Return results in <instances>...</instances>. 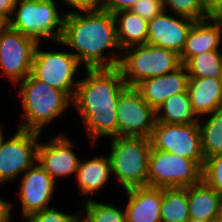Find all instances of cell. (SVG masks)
<instances>
[{
	"instance_id": "1f68e13d",
	"label": "cell",
	"mask_w": 222,
	"mask_h": 222,
	"mask_svg": "<svg viewBox=\"0 0 222 222\" xmlns=\"http://www.w3.org/2000/svg\"><path fill=\"white\" fill-rule=\"evenodd\" d=\"M63 6L72 7L69 12L100 9L102 0H61Z\"/></svg>"
},
{
	"instance_id": "5b68a950",
	"label": "cell",
	"mask_w": 222,
	"mask_h": 222,
	"mask_svg": "<svg viewBox=\"0 0 222 222\" xmlns=\"http://www.w3.org/2000/svg\"><path fill=\"white\" fill-rule=\"evenodd\" d=\"M56 1L17 0L10 19V28L37 42L45 40L51 44L60 41L65 16L69 10H63Z\"/></svg>"
},
{
	"instance_id": "4316f807",
	"label": "cell",
	"mask_w": 222,
	"mask_h": 222,
	"mask_svg": "<svg viewBox=\"0 0 222 222\" xmlns=\"http://www.w3.org/2000/svg\"><path fill=\"white\" fill-rule=\"evenodd\" d=\"M189 77L222 79V50L202 52L186 64Z\"/></svg>"
},
{
	"instance_id": "484cf974",
	"label": "cell",
	"mask_w": 222,
	"mask_h": 222,
	"mask_svg": "<svg viewBox=\"0 0 222 222\" xmlns=\"http://www.w3.org/2000/svg\"><path fill=\"white\" fill-rule=\"evenodd\" d=\"M115 204L95 199L82 202L80 222H126L124 207Z\"/></svg>"
},
{
	"instance_id": "e0dca14e",
	"label": "cell",
	"mask_w": 222,
	"mask_h": 222,
	"mask_svg": "<svg viewBox=\"0 0 222 222\" xmlns=\"http://www.w3.org/2000/svg\"><path fill=\"white\" fill-rule=\"evenodd\" d=\"M126 222H161L162 189L133 187L123 191Z\"/></svg>"
},
{
	"instance_id": "ba28073f",
	"label": "cell",
	"mask_w": 222,
	"mask_h": 222,
	"mask_svg": "<svg viewBox=\"0 0 222 222\" xmlns=\"http://www.w3.org/2000/svg\"><path fill=\"white\" fill-rule=\"evenodd\" d=\"M1 123L0 186L18 179L37 162V149L43 134L17 128L6 137ZM6 138V139H5Z\"/></svg>"
},
{
	"instance_id": "52a82bcc",
	"label": "cell",
	"mask_w": 222,
	"mask_h": 222,
	"mask_svg": "<svg viewBox=\"0 0 222 222\" xmlns=\"http://www.w3.org/2000/svg\"><path fill=\"white\" fill-rule=\"evenodd\" d=\"M43 42H38L34 51L31 74L41 82L62 90L72 99L81 76L77 75L81 71L82 65L76 56L70 51L44 50Z\"/></svg>"
},
{
	"instance_id": "4dcf8cb0",
	"label": "cell",
	"mask_w": 222,
	"mask_h": 222,
	"mask_svg": "<svg viewBox=\"0 0 222 222\" xmlns=\"http://www.w3.org/2000/svg\"><path fill=\"white\" fill-rule=\"evenodd\" d=\"M130 10L147 21L164 11L162 0H138Z\"/></svg>"
},
{
	"instance_id": "83f0119b",
	"label": "cell",
	"mask_w": 222,
	"mask_h": 222,
	"mask_svg": "<svg viewBox=\"0 0 222 222\" xmlns=\"http://www.w3.org/2000/svg\"><path fill=\"white\" fill-rule=\"evenodd\" d=\"M164 10L175 15L184 16L195 21L205 19L202 0H162Z\"/></svg>"
},
{
	"instance_id": "d6a6232c",
	"label": "cell",
	"mask_w": 222,
	"mask_h": 222,
	"mask_svg": "<svg viewBox=\"0 0 222 222\" xmlns=\"http://www.w3.org/2000/svg\"><path fill=\"white\" fill-rule=\"evenodd\" d=\"M137 1L138 0H102L101 9L114 14L122 10H130Z\"/></svg>"
},
{
	"instance_id": "836d02e7",
	"label": "cell",
	"mask_w": 222,
	"mask_h": 222,
	"mask_svg": "<svg viewBox=\"0 0 222 222\" xmlns=\"http://www.w3.org/2000/svg\"><path fill=\"white\" fill-rule=\"evenodd\" d=\"M205 9V19L222 17V0H202Z\"/></svg>"
},
{
	"instance_id": "9c48e42d",
	"label": "cell",
	"mask_w": 222,
	"mask_h": 222,
	"mask_svg": "<svg viewBox=\"0 0 222 222\" xmlns=\"http://www.w3.org/2000/svg\"><path fill=\"white\" fill-rule=\"evenodd\" d=\"M203 168L194 160L151 148L148 186L187 188L202 181Z\"/></svg>"
},
{
	"instance_id": "d590c367",
	"label": "cell",
	"mask_w": 222,
	"mask_h": 222,
	"mask_svg": "<svg viewBox=\"0 0 222 222\" xmlns=\"http://www.w3.org/2000/svg\"><path fill=\"white\" fill-rule=\"evenodd\" d=\"M17 0H0V13L11 19Z\"/></svg>"
},
{
	"instance_id": "d4e9b609",
	"label": "cell",
	"mask_w": 222,
	"mask_h": 222,
	"mask_svg": "<svg viewBox=\"0 0 222 222\" xmlns=\"http://www.w3.org/2000/svg\"><path fill=\"white\" fill-rule=\"evenodd\" d=\"M161 222H189L187 188L162 189Z\"/></svg>"
},
{
	"instance_id": "8d00e7d4",
	"label": "cell",
	"mask_w": 222,
	"mask_h": 222,
	"mask_svg": "<svg viewBox=\"0 0 222 222\" xmlns=\"http://www.w3.org/2000/svg\"><path fill=\"white\" fill-rule=\"evenodd\" d=\"M9 28L10 19L6 15L0 13V33L8 30Z\"/></svg>"
},
{
	"instance_id": "7c38bea8",
	"label": "cell",
	"mask_w": 222,
	"mask_h": 222,
	"mask_svg": "<svg viewBox=\"0 0 222 222\" xmlns=\"http://www.w3.org/2000/svg\"><path fill=\"white\" fill-rule=\"evenodd\" d=\"M37 43L35 39L12 28L0 33V71L12 85L31 74Z\"/></svg>"
},
{
	"instance_id": "3957f363",
	"label": "cell",
	"mask_w": 222,
	"mask_h": 222,
	"mask_svg": "<svg viewBox=\"0 0 222 222\" xmlns=\"http://www.w3.org/2000/svg\"><path fill=\"white\" fill-rule=\"evenodd\" d=\"M21 99L23 114L19 129L43 134L46 126L72 108V98L62 90L51 87L29 74L15 85Z\"/></svg>"
},
{
	"instance_id": "9a60e30c",
	"label": "cell",
	"mask_w": 222,
	"mask_h": 222,
	"mask_svg": "<svg viewBox=\"0 0 222 222\" xmlns=\"http://www.w3.org/2000/svg\"><path fill=\"white\" fill-rule=\"evenodd\" d=\"M195 20L163 11L148 21L146 44L174 51H183Z\"/></svg>"
},
{
	"instance_id": "2e32d148",
	"label": "cell",
	"mask_w": 222,
	"mask_h": 222,
	"mask_svg": "<svg viewBox=\"0 0 222 222\" xmlns=\"http://www.w3.org/2000/svg\"><path fill=\"white\" fill-rule=\"evenodd\" d=\"M80 159L78 169L74 178L78 194L83 197V202L96 199L94 194L101 193L100 190L107 187L111 183L112 169L108 155L98 154L92 157ZM91 196V197H90Z\"/></svg>"
},
{
	"instance_id": "603a6c76",
	"label": "cell",
	"mask_w": 222,
	"mask_h": 222,
	"mask_svg": "<svg viewBox=\"0 0 222 222\" xmlns=\"http://www.w3.org/2000/svg\"><path fill=\"white\" fill-rule=\"evenodd\" d=\"M188 92L174 94L156 109V122L164 124L198 123Z\"/></svg>"
},
{
	"instance_id": "30bf717a",
	"label": "cell",
	"mask_w": 222,
	"mask_h": 222,
	"mask_svg": "<svg viewBox=\"0 0 222 222\" xmlns=\"http://www.w3.org/2000/svg\"><path fill=\"white\" fill-rule=\"evenodd\" d=\"M118 136L149 138L156 124V110L136 87L127 86L117 102Z\"/></svg>"
},
{
	"instance_id": "8992f818",
	"label": "cell",
	"mask_w": 222,
	"mask_h": 222,
	"mask_svg": "<svg viewBox=\"0 0 222 222\" xmlns=\"http://www.w3.org/2000/svg\"><path fill=\"white\" fill-rule=\"evenodd\" d=\"M181 65L180 55L174 51L144 44L122 50L118 68L125 84L136 87L145 79L173 72Z\"/></svg>"
},
{
	"instance_id": "f546056e",
	"label": "cell",
	"mask_w": 222,
	"mask_h": 222,
	"mask_svg": "<svg viewBox=\"0 0 222 222\" xmlns=\"http://www.w3.org/2000/svg\"><path fill=\"white\" fill-rule=\"evenodd\" d=\"M202 180L222 196V153L205 160Z\"/></svg>"
},
{
	"instance_id": "6da1fadb",
	"label": "cell",
	"mask_w": 222,
	"mask_h": 222,
	"mask_svg": "<svg viewBox=\"0 0 222 222\" xmlns=\"http://www.w3.org/2000/svg\"><path fill=\"white\" fill-rule=\"evenodd\" d=\"M72 99L83 130L94 146L100 141L118 136L117 102L127 87L118 67L84 69ZM97 142V143H96Z\"/></svg>"
},
{
	"instance_id": "277c9868",
	"label": "cell",
	"mask_w": 222,
	"mask_h": 222,
	"mask_svg": "<svg viewBox=\"0 0 222 222\" xmlns=\"http://www.w3.org/2000/svg\"><path fill=\"white\" fill-rule=\"evenodd\" d=\"M110 143L108 156L112 177L119 183V190L148 186V165L151 140L143 137L116 136ZM110 152V153H109Z\"/></svg>"
},
{
	"instance_id": "ac0fdd59",
	"label": "cell",
	"mask_w": 222,
	"mask_h": 222,
	"mask_svg": "<svg viewBox=\"0 0 222 222\" xmlns=\"http://www.w3.org/2000/svg\"><path fill=\"white\" fill-rule=\"evenodd\" d=\"M189 75L182 64L175 71L145 79L136 88L143 99L155 110L170 96L187 92Z\"/></svg>"
},
{
	"instance_id": "7a4b0ae2",
	"label": "cell",
	"mask_w": 222,
	"mask_h": 222,
	"mask_svg": "<svg viewBox=\"0 0 222 222\" xmlns=\"http://www.w3.org/2000/svg\"><path fill=\"white\" fill-rule=\"evenodd\" d=\"M52 44L70 48L84 69L118 67L122 55L114 15L101 8L66 13L61 39Z\"/></svg>"
},
{
	"instance_id": "f35d334b",
	"label": "cell",
	"mask_w": 222,
	"mask_h": 222,
	"mask_svg": "<svg viewBox=\"0 0 222 222\" xmlns=\"http://www.w3.org/2000/svg\"><path fill=\"white\" fill-rule=\"evenodd\" d=\"M219 222H222V212H221V214H220Z\"/></svg>"
},
{
	"instance_id": "cb8c5ba5",
	"label": "cell",
	"mask_w": 222,
	"mask_h": 222,
	"mask_svg": "<svg viewBox=\"0 0 222 222\" xmlns=\"http://www.w3.org/2000/svg\"><path fill=\"white\" fill-rule=\"evenodd\" d=\"M207 117V118H206ZM202 152L205 160L222 153V108L199 118Z\"/></svg>"
},
{
	"instance_id": "74e56055",
	"label": "cell",
	"mask_w": 222,
	"mask_h": 222,
	"mask_svg": "<svg viewBox=\"0 0 222 222\" xmlns=\"http://www.w3.org/2000/svg\"><path fill=\"white\" fill-rule=\"evenodd\" d=\"M0 148H1V123H0Z\"/></svg>"
},
{
	"instance_id": "4fadbf2b",
	"label": "cell",
	"mask_w": 222,
	"mask_h": 222,
	"mask_svg": "<svg viewBox=\"0 0 222 222\" xmlns=\"http://www.w3.org/2000/svg\"><path fill=\"white\" fill-rule=\"evenodd\" d=\"M17 195L22 220L28 215L51 207L58 189L57 182L36 162L20 178Z\"/></svg>"
},
{
	"instance_id": "ffe728a7",
	"label": "cell",
	"mask_w": 222,
	"mask_h": 222,
	"mask_svg": "<svg viewBox=\"0 0 222 222\" xmlns=\"http://www.w3.org/2000/svg\"><path fill=\"white\" fill-rule=\"evenodd\" d=\"M187 92L198 119L222 108V79L189 77Z\"/></svg>"
},
{
	"instance_id": "44dd1931",
	"label": "cell",
	"mask_w": 222,
	"mask_h": 222,
	"mask_svg": "<svg viewBox=\"0 0 222 222\" xmlns=\"http://www.w3.org/2000/svg\"><path fill=\"white\" fill-rule=\"evenodd\" d=\"M190 221L219 222L222 196L203 180L188 187Z\"/></svg>"
},
{
	"instance_id": "e575fe53",
	"label": "cell",
	"mask_w": 222,
	"mask_h": 222,
	"mask_svg": "<svg viewBox=\"0 0 222 222\" xmlns=\"http://www.w3.org/2000/svg\"><path fill=\"white\" fill-rule=\"evenodd\" d=\"M14 204L9 200L0 198V222H13Z\"/></svg>"
},
{
	"instance_id": "f1b7e54d",
	"label": "cell",
	"mask_w": 222,
	"mask_h": 222,
	"mask_svg": "<svg viewBox=\"0 0 222 222\" xmlns=\"http://www.w3.org/2000/svg\"><path fill=\"white\" fill-rule=\"evenodd\" d=\"M74 213H66L59 211L58 208L48 207L42 211H38L28 215L24 218L23 222H79L80 221V208L75 210Z\"/></svg>"
},
{
	"instance_id": "7402d4cb",
	"label": "cell",
	"mask_w": 222,
	"mask_h": 222,
	"mask_svg": "<svg viewBox=\"0 0 222 222\" xmlns=\"http://www.w3.org/2000/svg\"><path fill=\"white\" fill-rule=\"evenodd\" d=\"M116 22L117 40L121 50L147 42L148 21L131 10L113 14Z\"/></svg>"
},
{
	"instance_id": "d6986e66",
	"label": "cell",
	"mask_w": 222,
	"mask_h": 222,
	"mask_svg": "<svg viewBox=\"0 0 222 222\" xmlns=\"http://www.w3.org/2000/svg\"><path fill=\"white\" fill-rule=\"evenodd\" d=\"M212 50H222V17L195 21L180 54V61L185 65L193 56Z\"/></svg>"
},
{
	"instance_id": "8fae6325",
	"label": "cell",
	"mask_w": 222,
	"mask_h": 222,
	"mask_svg": "<svg viewBox=\"0 0 222 222\" xmlns=\"http://www.w3.org/2000/svg\"><path fill=\"white\" fill-rule=\"evenodd\" d=\"M150 140L154 149L192 159L203 168L205 157L202 152L198 123L156 122Z\"/></svg>"
},
{
	"instance_id": "5bb4252c",
	"label": "cell",
	"mask_w": 222,
	"mask_h": 222,
	"mask_svg": "<svg viewBox=\"0 0 222 222\" xmlns=\"http://www.w3.org/2000/svg\"><path fill=\"white\" fill-rule=\"evenodd\" d=\"M50 141H40L37 162L58 183L76 174L81 157H78L76 143L63 133L56 134Z\"/></svg>"
}]
</instances>
